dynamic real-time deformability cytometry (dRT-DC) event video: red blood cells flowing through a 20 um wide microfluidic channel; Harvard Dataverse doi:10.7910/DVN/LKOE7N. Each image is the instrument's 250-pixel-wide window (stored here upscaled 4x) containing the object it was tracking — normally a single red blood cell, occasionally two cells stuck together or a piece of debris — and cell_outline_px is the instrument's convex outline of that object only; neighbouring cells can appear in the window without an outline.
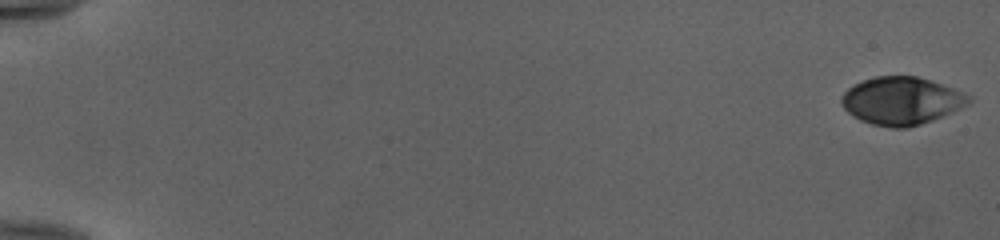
{"species": "human", "species_latin": "Homo sapiens", "temperature_condition": "cold", "stored_images_in_passage": 53, "camera_frame_rate_fps": 3000, "um_per_image_px": 0.085, "donor": {"sex": "female"}, "frame": {"image": 1, "passage_image": 1, "time_ms": 0.0, "image_size_px": [1000, 240], "cell_outline_px": [[972, 100], [968, 104], [952, 112], [932, 120], [908, 128], [892, 128], [872, 124], [860, 120], [852, 116], [844, 108], [840, 100], [840, 96], [848, 88], [864, 80], [876, 76], [916, 76], [964, 92], [972, 96]], "centroid_in_image_um": [76.61, 8.58], "position_along_channel_um": 8.4, "area_um2": 35.26}}
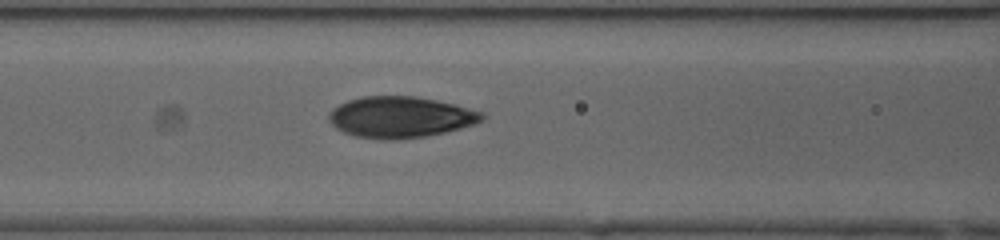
{"frame": {"image": 2, "passage_image": 25, "time_ms": 8.0, "image_size_px": [1000, 240], "cell_outline_px": [[488, 116], [484, 120], [476, 124], [428, 136], [396, 140], [388, 140], [356, 136], [344, 132], [336, 128], [328, 120], [328, 112], [332, 108], [348, 100], [360, 96], [416, 96], [456, 104], [484, 112]], "centroid_in_image_um": [34.07, 9.95], "position_along_channel_um": 132.5, "area_um2": 37.17}}
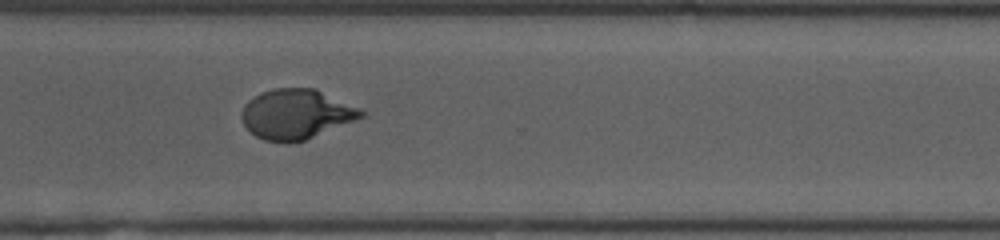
{"frame": {"image": 3, "passage_image": 41, "time_ms": 13.333, "image_size_px": [1000, 240], "cell_outline_px": [[368, 116], [304, 140], [292, 144], [284, 144], [264, 140], [256, 136], [244, 124], [240, 116], [240, 112], [244, 104], [248, 100], [260, 92], [276, 88], [316, 88], [360, 108]], "centroid_in_image_um": [25.18, 9.71], "position_along_channel_um": 345.4, "area_um2": 35.2}, "authors_computed_cell_mechanics": {"area_um2": 35.4314, "velocity_mm_per_s": 3.991, "shape_relaxation_time_tau1_ms": 5.7537, "shape_relaxation_time_tau2_ms": null, "deformation_change_tau1": 0.2429, "deformation_change_tau2": null}}